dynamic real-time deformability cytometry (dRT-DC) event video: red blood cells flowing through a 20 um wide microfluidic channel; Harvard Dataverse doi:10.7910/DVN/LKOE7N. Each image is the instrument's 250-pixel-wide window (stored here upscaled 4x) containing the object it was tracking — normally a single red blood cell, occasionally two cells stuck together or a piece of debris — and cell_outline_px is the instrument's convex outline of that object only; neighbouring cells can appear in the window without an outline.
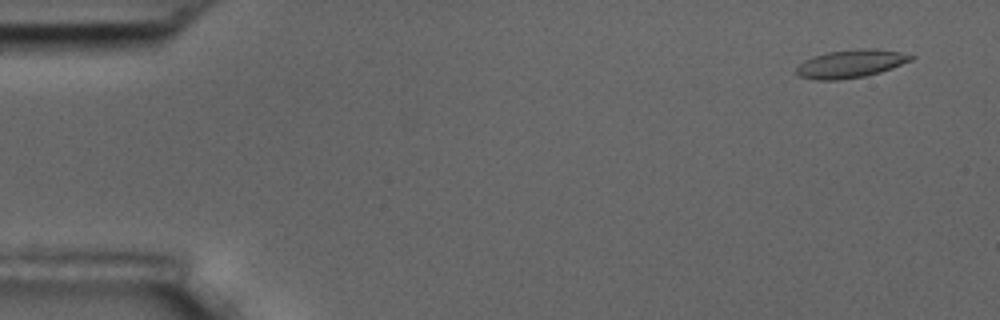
{"species": "common noctule bat (a hibernating species)", "species_latin": "Nyctalus noctula", "temperature_condition": "room temperature", "stored_images_in_passage": 5, "camera_frame_rate_fps": 3000, "um_per_image_px": 0.085, "animal": {"sex": "male", "body_mass_g": 17.5, "forearm_length_mm": 52.3}, "frame": {"image": 1, "passage_image": 1, "time_ms": 0.0, "image_size_px": [1000, 320], "cell_outline_px": [[916, 56], [912, 60], [892, 68], [880, 72], [864, 76], [836, 80], [816, 80], [800, 76], [796, 72], [796, 68], [804, 60], [812, 56], [828, 52], [864, 48], [876, 48], [900, 52]], "centroid_in_image_um": [72.32, 5.41], "position_along_channel_um": 12.7, "area_um2": 18.67}}
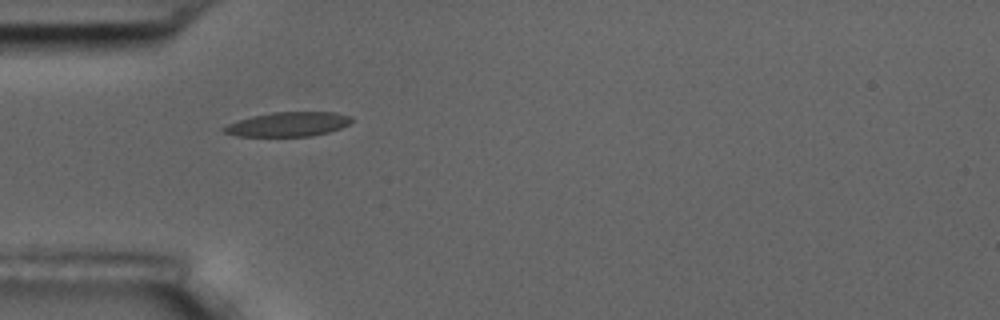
{"frame": {"image": 2, "passage_image": 5, "time_ms": 4.667, "image_size_px": [1000, 320], "cell_outline_px": [[352, 120], [348, 124], [340, 128], [328, 132], [312, 136], [236, 136], [224, 132], [220, 128], [236, 120], [252, 116], [272, 112], [336, 112], [352, 116]], "centroid_in_image_um": [24.46, 10.56], "position_along_channel_um": 60.5, "area_um2": 18.21}}